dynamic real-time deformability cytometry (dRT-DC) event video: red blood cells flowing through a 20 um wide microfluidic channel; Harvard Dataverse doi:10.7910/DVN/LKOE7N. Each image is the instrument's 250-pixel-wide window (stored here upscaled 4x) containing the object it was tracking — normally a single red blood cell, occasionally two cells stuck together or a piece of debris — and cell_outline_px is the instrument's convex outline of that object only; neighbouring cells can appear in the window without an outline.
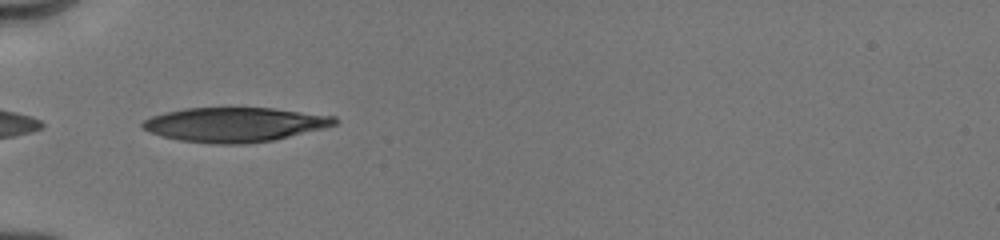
{"species": "human", "species_latin": "Homo sapiens", "temperature_condition": "cold", "stored_images_in_passage": 47, "camera_frame_rate_fps": 3000, "um_per_image_px": 0.085, "donor": {"sex": "male"}, "frame": {"image": 1, "passage_image": 1, "time_ms": 0.0, "image_size_px": [1000, 240], "cell_outline_px": [[336, 124], [324, 128], [272, 140], [244, 144], [208, 144], [180, 140], [160, 136], [144, 128], [140, 124], [144, 120], [152, 116], [164, 112], [184, 108], [272, 108], [336, 116]], "centroid_in_image_um": [19.92, 10.59], "position_along_channel_um": 65.1, "area_um2": 38.44}}
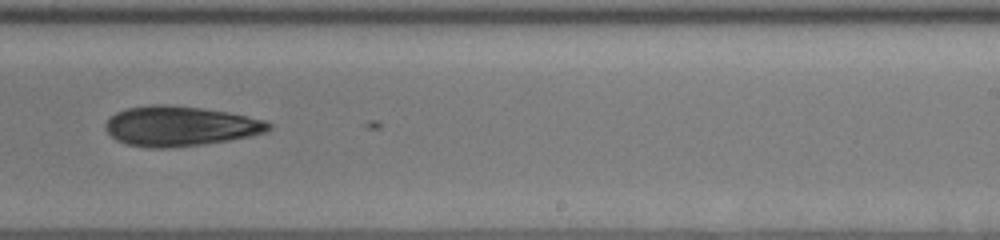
{"frame": {"image": 2, "passage_image": 23, "time_ms": 5.333, "image_size_px": [1000, 240], "cell_outline_px": [[272, 128], [268, 132], [252, 136], [204, 144], [168, 148], [148, 148], [128, 144], [116, 140], [104, 128], [104, 124], [116, 112], [128, 108], [152, 104], [164, 104], [200, 108], [228, 112], [248, 116], [264, 120], [272, 124]], "centroid_in_image_um": [15.33, 10.72], "position_along_channel_um": 273.7, "area_um2": 38.03}}
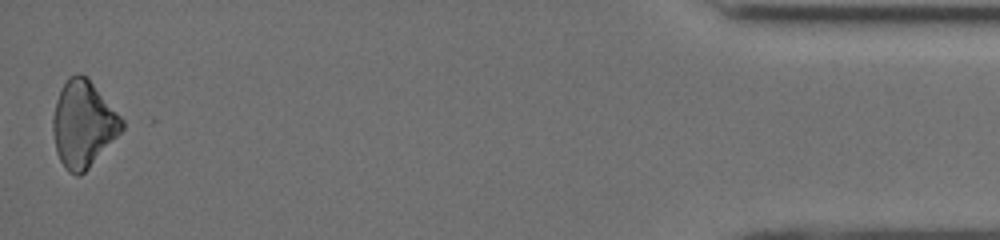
{"frame": {"image": 3, "passage_image": 47, "time_ms": 11.0, "image_size_px": [1000, 240], "cell_outline_px": [[124, 128], [88, 168], [80, 176], [76, 176], [68, 172], [64, 168], [56, 152], [52, 128], [52, 120], [56, 100], [60, 88], [68, 76], [76, 72], [80, 72], [92, 84], [124, 120]], "centroid_in_image_um": [7.03, 10.55], "position_along_channel_um": 428.2, "area_um2": 34.45}}